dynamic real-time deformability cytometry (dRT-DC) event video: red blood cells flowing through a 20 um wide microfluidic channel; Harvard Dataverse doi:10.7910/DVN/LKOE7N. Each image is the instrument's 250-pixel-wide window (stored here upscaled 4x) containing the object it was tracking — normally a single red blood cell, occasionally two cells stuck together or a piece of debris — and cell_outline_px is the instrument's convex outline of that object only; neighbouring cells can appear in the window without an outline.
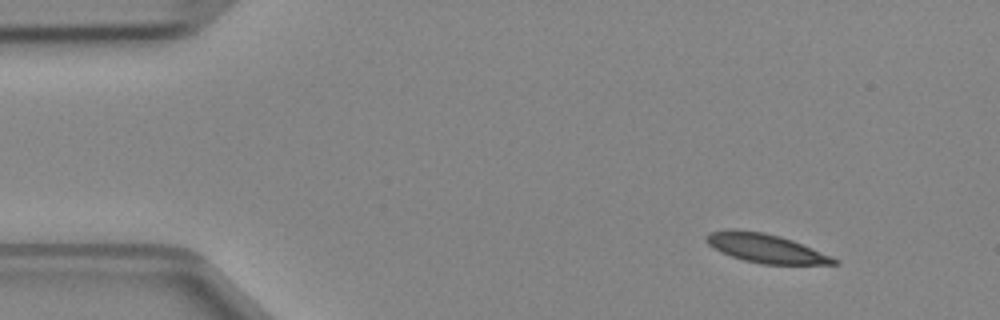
{"species": "Egyptian fruit bat (a non-hibernating species)", "species_latin": "Rousettus aegyptiacus", "temperature_condition": "cold", "stored_images_in_passage": 3, "camera_frame_rate_fps": 3000, "um_per_image_px": 0.085, "animal": {"sex": "female"}, "frame": {"image": 1, "passage_image": 1, "time_ms": 0.0, "image_size_px": [1000, 320], "cell_outline_px": [[840, 264], [760, 264], [744, 260], [720, 252], [708, 244], [704, 240], [704, 236], [708, 232], [724, 228], [736, 228], [764, 232], [780, 236], [792, 240], [832, 256], [840, 260]], "centroid_in_image_um": [65.03, 21.07], "position_along_channel_um": 20.0, "area_um2": 21.85}}